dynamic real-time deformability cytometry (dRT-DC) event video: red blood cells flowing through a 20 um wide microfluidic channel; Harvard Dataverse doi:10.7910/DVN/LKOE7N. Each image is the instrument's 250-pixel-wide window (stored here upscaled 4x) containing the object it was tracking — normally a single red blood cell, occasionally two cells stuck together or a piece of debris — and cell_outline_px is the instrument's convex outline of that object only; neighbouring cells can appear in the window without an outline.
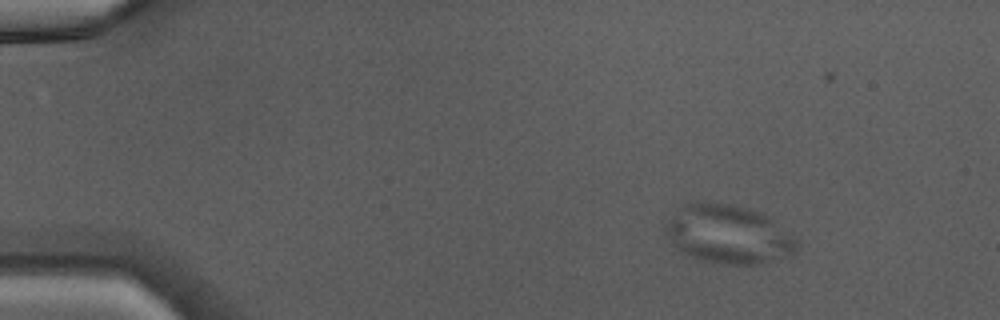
{"species": "Egyptian fruit bat (a non-hibernating species)", "species_latin": "Rousettus aegyptiacus", "temperature_condition": "warm", "stored_images_in_passage": 41, "camera_frame_rate_fps": 3000, "um_per_image_px": 0.085, "animal": {"sex": "male"}, "frame": {"image": 1, "passage_image": 1, "time_ms": 0.0, "image_size_px": [1000, 320], "cell_outline_px": [[800, 244], [792, 256], [764, 264], [724, 264], [704, 260], [692, 256], [684, 252], [672, 240], [668, 232], [668, 220], [692, 200], [704, 200], [728, 204], [764, 212], [796, 240]], "centroid_in_image_um": [62.02, 19.91], "position_along_channel_um": 23.0, "area_um2": 44.27}}